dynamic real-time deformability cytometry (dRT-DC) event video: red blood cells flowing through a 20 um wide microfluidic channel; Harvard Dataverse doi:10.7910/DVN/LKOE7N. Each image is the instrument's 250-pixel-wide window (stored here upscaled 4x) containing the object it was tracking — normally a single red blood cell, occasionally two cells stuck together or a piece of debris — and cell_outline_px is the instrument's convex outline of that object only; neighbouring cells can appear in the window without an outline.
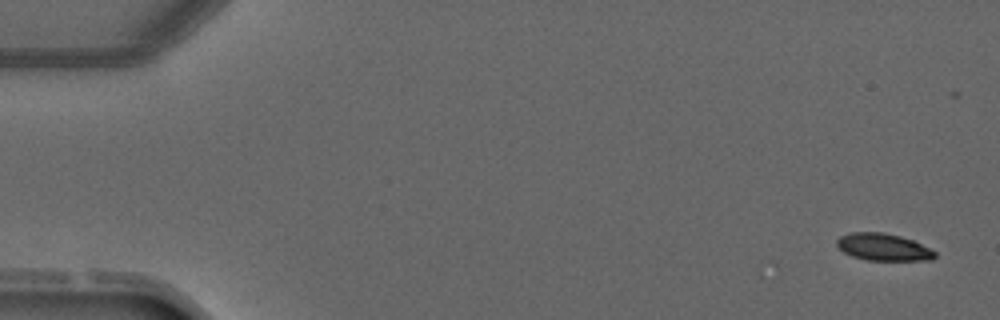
{"species": "common noctule bat (a hibernating species)", "species_latin": "Nyctalus noctula", "temperature_condition": "warm", "stored_images_in_passage": 5, "camera_frame_rate_fps": 3000, "um_per_image_px": 0.085, "animal": {"sex": "male", "forearm_length_mm": 52.5}, "frame": {"image": 1, "passage_image": 1, "time_ms": 0.0, "image_size_px": [1000, 320], "cell_outline_px": [[936, 256], [932, 260], [868, 260], [852, 256], [844, 252], [836, 244], [836, 240], [840, 236], [848, 232], [884, 232], [900, 236], [912, 240], [936, 252]], "centroid_in_image_um": [75.05, 20.99], "position_along_channel_um": 9.9, "area_um2": 15.43}}
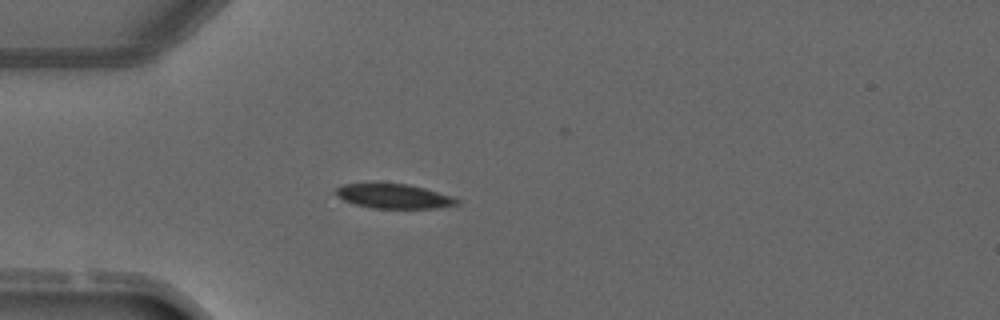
{"frame": {"image": 2, "passage_image": 4, "time_ms": 3.667, "image_size_px": [1000, 320], "cell_outline_px": [[460, 204], [436, 208], [372, 208], [356, 204], [344, 200], [336, 196], [336, 188], [344, 184], [408, 184], [456, 196], [460, 200]], "centroid_in_image_um": [33.55, 16.69], "position_along_channel_um": 51.4, "area_um2": 17.22}}